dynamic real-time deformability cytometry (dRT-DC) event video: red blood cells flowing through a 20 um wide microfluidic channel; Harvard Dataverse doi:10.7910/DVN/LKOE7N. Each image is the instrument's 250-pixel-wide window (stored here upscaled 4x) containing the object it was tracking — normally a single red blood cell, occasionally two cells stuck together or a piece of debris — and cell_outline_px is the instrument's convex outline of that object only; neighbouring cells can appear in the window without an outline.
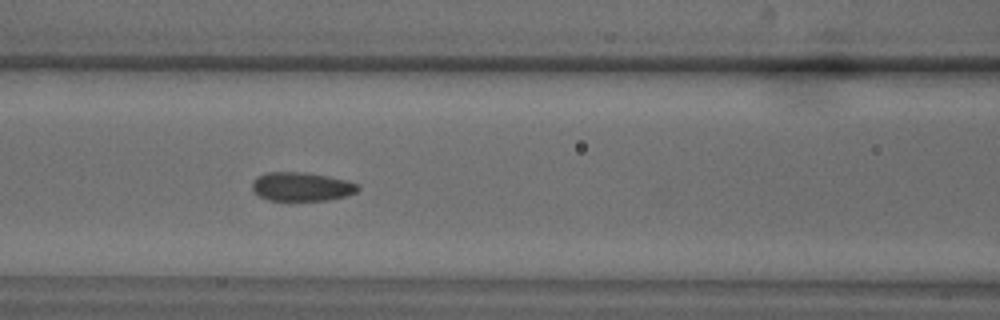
{"species": "common noctule bat (a hibernating species)", "species_latin": "Nyctalus noctula", "temperature_condition": "warm", "stored_images_in_passage": 8, "camera_frame_rate_fps": 3000, "um_per_image_px": 0.085, "animal": {"sex": "male", "body_mass_g": 18.8}, "frame": {"image": 1, "passage_image": 8, "time_ms": 2.333, "image_size_px": [1000, 320], "cell_outline_px": [[360, 188], [356, 192], [348, 196], [328, 200], [268, 200], [260, 196], [252, 188], [252, 180], [256, 176], [268, 172], [304, 172], [328, 176], [360, 184]], "centroid_in_image_um": [25.65, 15.86], "position_along_channel_um": 141.0, "area_um2": 17.8}}